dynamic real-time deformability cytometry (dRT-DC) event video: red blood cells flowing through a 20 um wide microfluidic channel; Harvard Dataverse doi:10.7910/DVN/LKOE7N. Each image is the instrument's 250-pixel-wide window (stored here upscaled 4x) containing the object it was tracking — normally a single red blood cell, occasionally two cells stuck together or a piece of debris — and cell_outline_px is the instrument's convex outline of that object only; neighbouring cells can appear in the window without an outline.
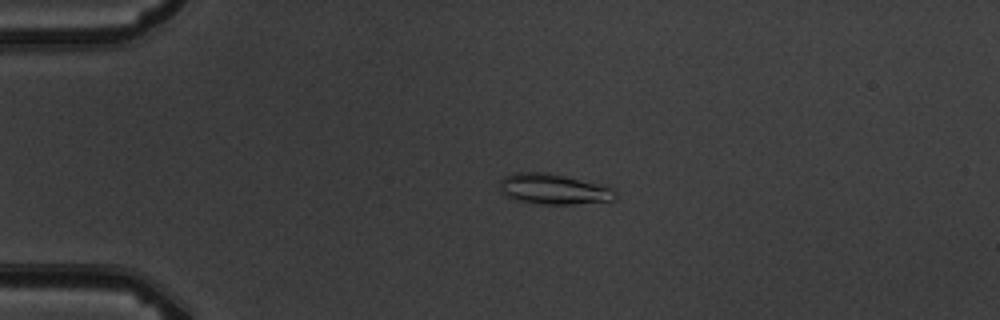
{"species": "common noctule bat (a hibernating species)", "species_latin": "Nyctalus noctula", "temperature_condition": "warm", "stored_images_in_passage": 5, "camera_frame_rate_fps": 3000, "um_per_image_px": 0.085, "animal": {"sex": "male", "body_mass_g": 19.5, "forearm_length_mm": 54.6}, "frame": {"image": 1, "passage_image": 4, "time_ms": 3.333, "image_size_px": [1000, 320], "cell_outline_px": [[616, 200], [572, 204], [544, 204], [516, 200], [500, 192], [500, 180], [504, 176], [516, 172], [548, 172], [612, 188], [616, 192]], "centroid_in_image_um": [47.02, 16.07], "position_along_channel_um": 38.0, "area_um2": 20.29}}